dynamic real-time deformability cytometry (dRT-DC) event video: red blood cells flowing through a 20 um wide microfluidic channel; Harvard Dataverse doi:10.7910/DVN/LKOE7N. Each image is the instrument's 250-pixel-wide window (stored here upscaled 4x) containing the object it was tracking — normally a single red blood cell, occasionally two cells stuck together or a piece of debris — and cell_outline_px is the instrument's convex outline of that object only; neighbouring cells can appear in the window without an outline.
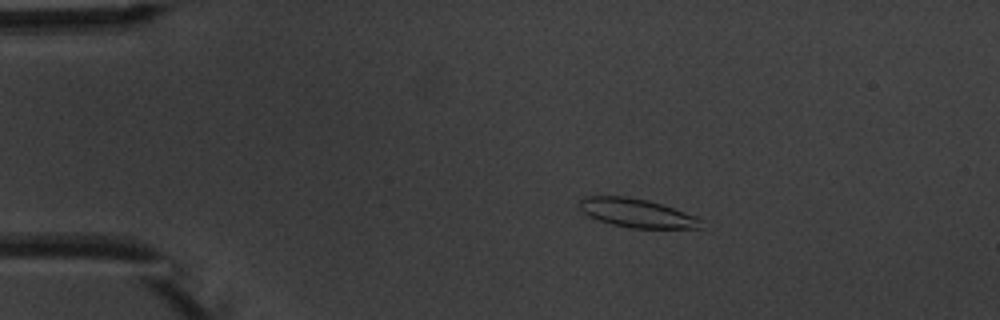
{"species": "common noctule bat (a hibernating species)", "species_latin": "Nyctalus noctula", "temperature_condition": "warm", "stored_images_in_passage": 7, "camera_frame_rate_fps": 3000, "um_per_image_px": 0.085, "animal": {"sex": "male", "body_mass_g": 20.1, "forearm_length_mm": 53.5}, "frame": {"image": 1, "passage_image": 1, "time_ms": 0.0, "image_size_px": [1000, 320], "cell_outline_px": [[704, 220], [700, 228], [632, 228], [612, 224], [588, 216], [580, 208], [580, 200], [584, 196], [628, 196], [648, 200], [696, 216]], "centroid_in_image_um": [54.14, 18.1], "position_along_channel_um": 30.9, "area_um2": 20.17}}
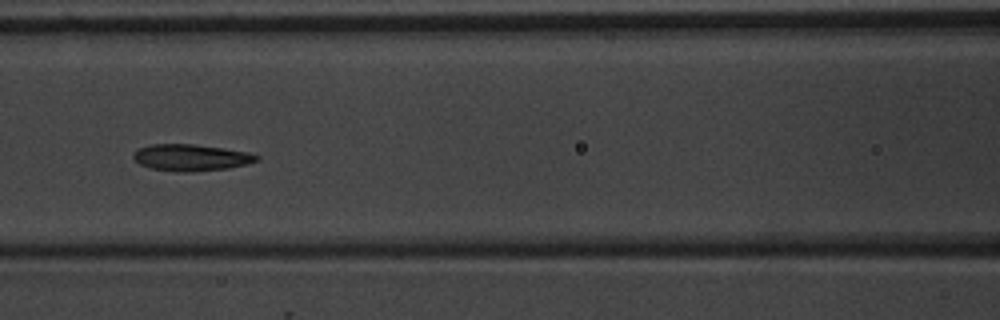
{"frame": {"image": 2, "passage_image": 5, "time_ms": 4.667, "image_size_px": [1000, 320], "cell_outline_px": [[260, 160], [228, 168], [188, 172], [184, 172], [152, 168], [140, 164], [132, 156], [140, 148], [152, 144], [192, 144], [224, 148], [248, 152], [260, 156]], "centroid_in_image_um": [16.27, 13.38], "position_along_channel_um": 150.3, "area_um2": 18.79}}
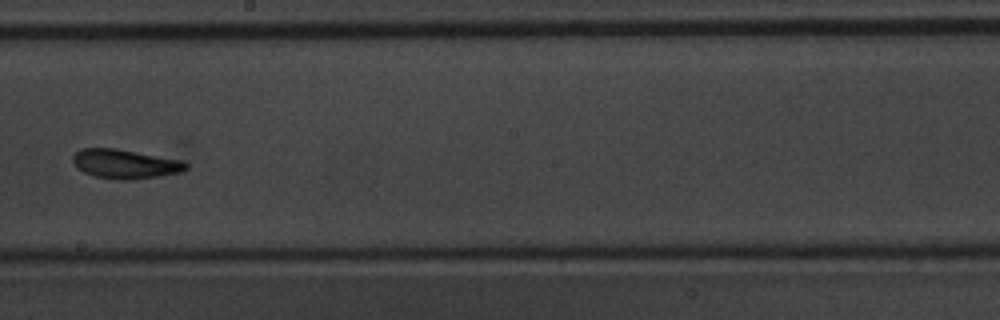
{"frame": {"image": 3, "passage_image": 7, "time_ms": 7.0, "image_size_px": [1000, 320], "cell_outline_px": [[188, 168], [180, 172], [160, 176], [132, 180], [120, 180], [96, 176], [84, 172], [76, 168], [72, 164], [72, 156], [80, 148], [116, 148], [184, 160], [188, 164]], "centroid_in_image_um": [10.63, 13.93], "position_along_channel_um": 237.6, "area_um2": 19.54}}